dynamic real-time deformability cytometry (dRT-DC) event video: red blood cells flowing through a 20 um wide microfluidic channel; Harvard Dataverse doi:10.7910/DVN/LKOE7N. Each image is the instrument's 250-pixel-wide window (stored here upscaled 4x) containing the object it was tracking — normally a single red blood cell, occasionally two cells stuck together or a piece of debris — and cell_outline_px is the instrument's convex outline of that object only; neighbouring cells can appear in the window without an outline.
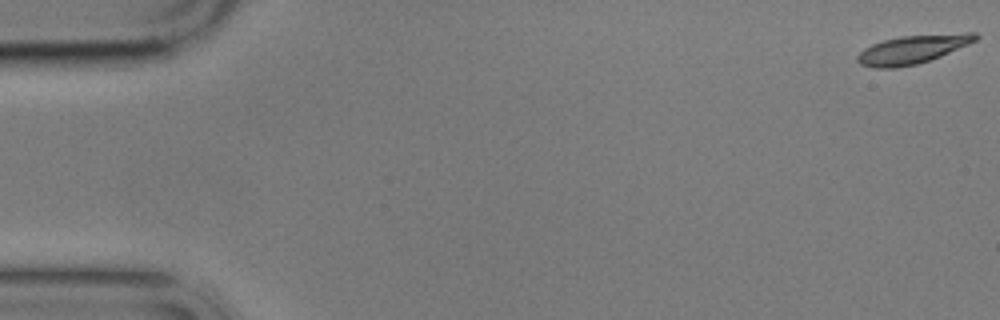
{"species": "common noctule bat (a hibernating species)", "species_latin": "Nyctalus noctula", "temperature_condition": "cold", "stored_images_in_passage": 6, "camera_frame_rate_fps": 3000, "um_per_image_px": 0.085, "animal": {"sex": "male", "body_mass_g": 17.9}, "frame": {"image": 1, "passage_image": 1, "time_ms": 0.0, "image_size_px": [1000, 320], "cell_outline_px": [[980, 36], [976, 40], [968, 44], [940, 56], [916, 64], [896, 68], [872, 68], [860, 64], [856, 60], [856, 56], [864, 48], [872, 44], [884, 40], [900, 36], [968, 32], [976, 32]], "centroid_in_image_um": [77.55, 4.19], "position_along_channel_um": 7.4, "area_um2": 19.65}}
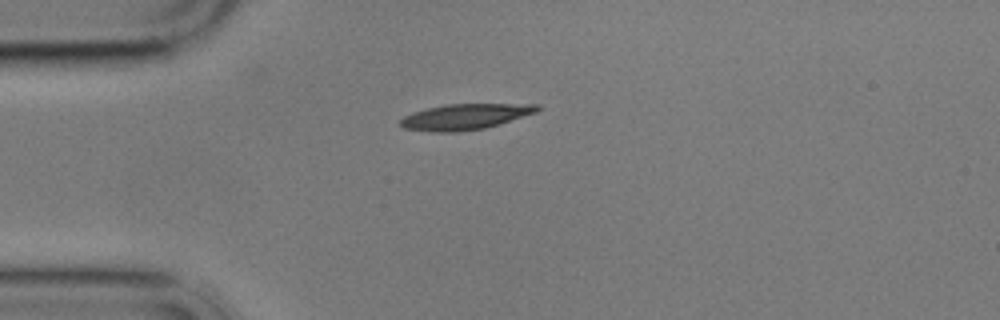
{"frame": {"image": 2, "passage_image": 5, "time_ms": 4.667, "image_size_px": [1000, 320], "cell_outline_px": [[540, 108], [536, 112], [500, 124], [484, 128], [456, 132], [432, 132], [404, 128], [400, 124], [400, 120], [404, 116], [412, 112], [428, 108], [448, 104], [540, 104]], "centroid_in_image_um": [39.53, 9.92], "position_along_channel_um": 45.5, "area_um2": 20.4}}